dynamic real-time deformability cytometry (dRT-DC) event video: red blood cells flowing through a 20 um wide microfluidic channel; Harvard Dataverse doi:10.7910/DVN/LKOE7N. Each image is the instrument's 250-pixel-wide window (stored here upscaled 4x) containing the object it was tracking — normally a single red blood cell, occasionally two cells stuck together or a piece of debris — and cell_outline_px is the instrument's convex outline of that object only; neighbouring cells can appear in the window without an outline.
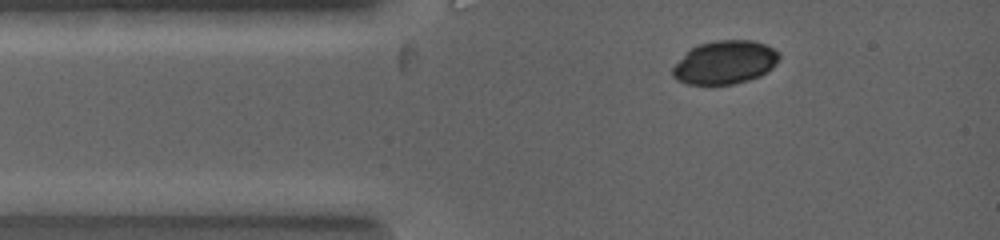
{"species": "common noctule bat (a hibernating species)", "species_latin": "Nyctalus noctula", "temperature_condition": "warm", "stored_images_in_passage": 17, "camera_frame_rate_fps": 5000, "um_per_image_px": 0.085, "animal": {"sex": "female", "body_mass_g": 19.0, "forearm_length_mm": 53.3}, "frame": {"image": 1, "passage_image": 6, "time_ms": 1.0, "image_size_px": [1000, 240], "cell_outline_px": [[780, 56], [776, 64], [772, 68], [760, 76], [748, 80], [732, 84], [688, 84], [676, 80], [672, 76], [672, 68], [692, 48], [700, 44], [720, 40], [752, 40], [764, 44], [772, 48]], "centroid_in_image_um": [61.63, 5.31], "position_along_channel_um": 23.4, "area_um2": 26.53}}
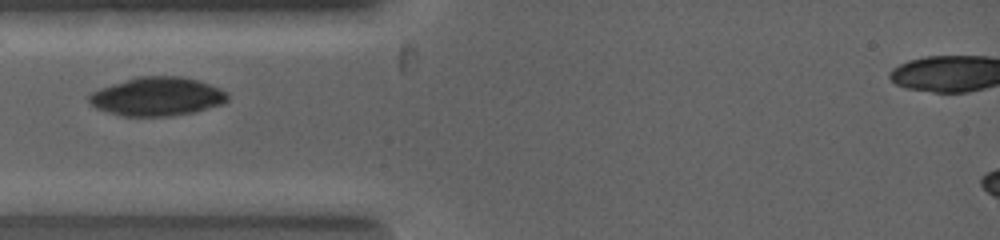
{"frame": {"image": 2, "passage_image": 11, "time_ms": 2.2, "image_size_px": [1000, 240], "cell_outline_px": [[228, 100], [220, 104], [196, 112], [168, 116], [120, 116], [96, 108], [88, 100], [88, 96], [92, 92], [100, 88], [136, 76], [180, 76], [196, 80], [220, 88], [228, 96]], "centroid_in_image_um": [13.33, 8.21], "position_along_channel_um": 71.7, "area_um2": 31.04}}
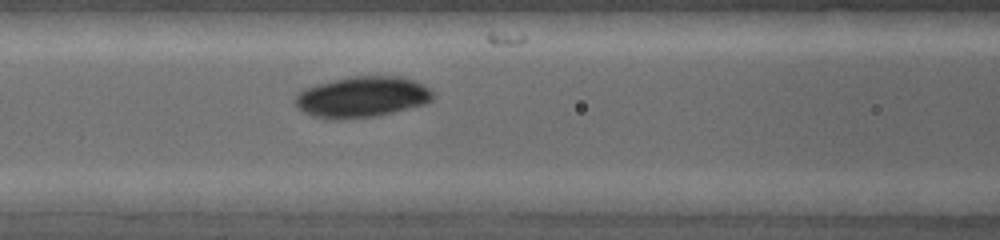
{"frame": {"image": 3, "passage_image": 16, "time_ms": 3.2, "image_size_px": [1000, 240], "cell_outline_px": [[432, 96], [424, 104], [376, 116], [340, 120], [332, 120], [312, 116], [304, 112], [296, 104], [296, 96], [300, 92], [308, 88], [336, 80], [356, 76], [400, 76], [412, 80], [428, 88], [432, 92]], "centroid_in_image_um": [30.77, 8.26], "position_along_channel_um": 135.8, "area_um2": 32.02}}